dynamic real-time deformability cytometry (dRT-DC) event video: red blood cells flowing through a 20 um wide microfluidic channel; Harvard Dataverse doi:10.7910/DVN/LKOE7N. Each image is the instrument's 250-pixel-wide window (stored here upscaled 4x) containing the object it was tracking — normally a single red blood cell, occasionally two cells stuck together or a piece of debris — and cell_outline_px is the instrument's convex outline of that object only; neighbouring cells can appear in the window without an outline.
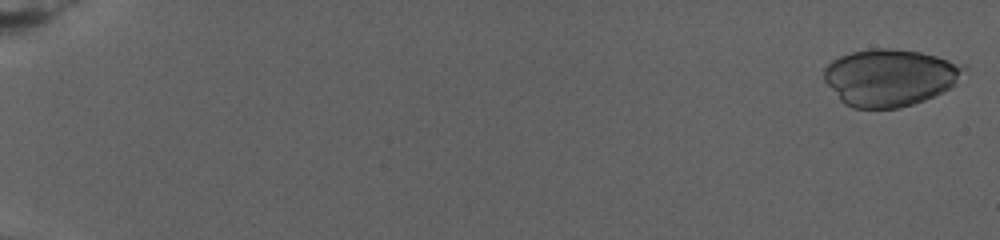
{"species": "human", "species_latin": "Homo sapiens", "temperature_condition": "warm", "stored_images_in_passage": 59, "camera_frame_rate_fps": 3000, "um_per_image_px": 0.085, "donor": {"sex": "female"}, "frame": {"image": 1, "passage_image": 1, "time_ms": 0.0, "image_size_px": [1000, 240], "cell_outline_px": [[968, 68], [956, 84], [952, 88], [924, 100], [900, 108], [852, 108], [844, 104], [840, 100], [824, 80], [824, 68], [832, 60], [840, 56], [852, 52], [872, 48], [892, 48], [920, 52], [968, 64]], "centroid_in_image_um": [75.68, 6.58], "position_along_channel_um": 9.3, "area_um2": 46.93}}
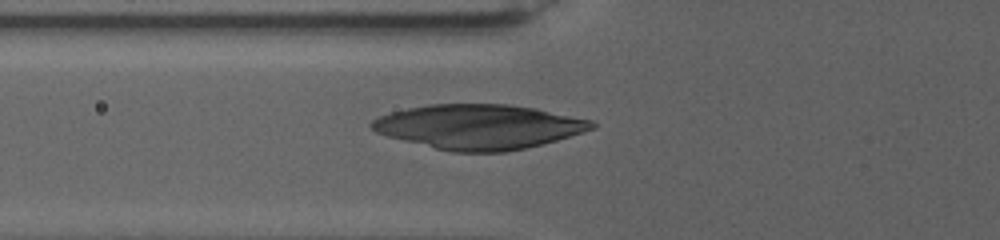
{"frame": {"image": 2, "passage_image": 26, "time_ms": 10.667, "image_size_px": [1000, 240], "cell_outline_px": [[596, 128], [584, 132], [556, 140], [524, 148], [504, 152], [452, 152], [388, 136], [376, 132], [368, 124], [372, 120], [380, 116], [392, 112], [408, 108], [428, 104], [508, 104], [536, 108], [592, 120], [596, 124]], "centroid_in_image_um": [40.72, 10.76], "position_along_channel_um": 85.1, "area_um2": 56.99}}
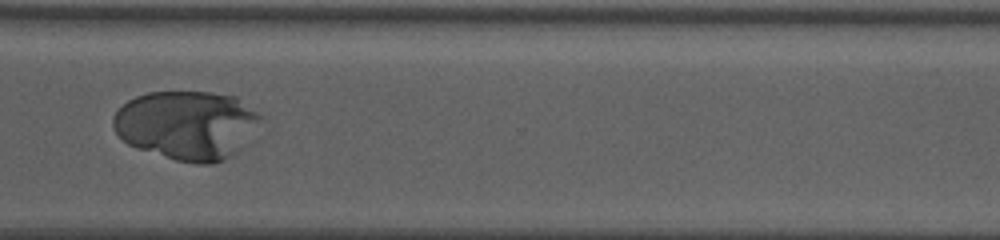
{"frame": {"image": 3, "passage_image": 51, "time_ms": 21.0, "image_size_px": [1000, 240], "cell_outline_px": [[260, 116], [236, 152], [224, 160], [212, 164], [196, 164], [176, 160], [136, 148], [128, 144], [116, 132], [112, 124], [112, 116], [128, 100], [136, 96], [148, 92], [208, 92], [236, 96], [256, 112]], "centroid_in_image_um": [15.79, 10.62], "position_along_channel_um": 354.8, "area_um2": 58.26}}